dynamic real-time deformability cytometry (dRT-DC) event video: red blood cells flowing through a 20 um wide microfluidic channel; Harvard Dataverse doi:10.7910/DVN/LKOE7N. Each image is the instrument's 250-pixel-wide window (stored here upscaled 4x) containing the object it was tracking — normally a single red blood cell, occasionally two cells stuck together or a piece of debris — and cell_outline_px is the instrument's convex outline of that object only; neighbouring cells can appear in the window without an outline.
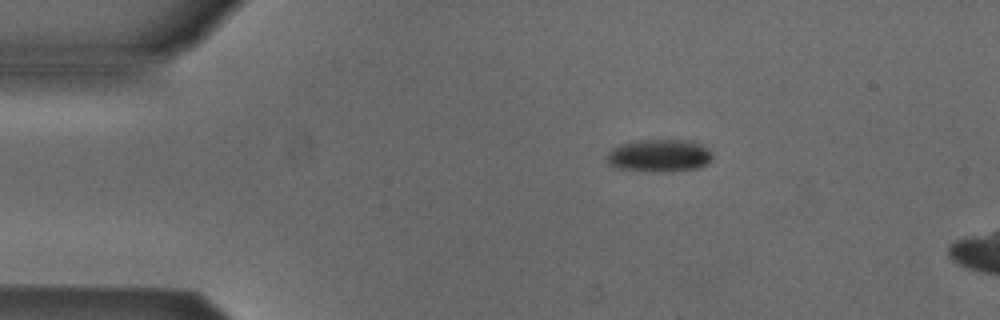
{"species": "Egyptian fruit bat (a non-hibernating species)", "species_latin": "Rousettus aegyptiacus", "temperature_condition": "cold", "stored_images_in_passage": 6, "camera_frame_rate_fps": 3000, "um_per_image_px": 0.085, "animal": {"sex": "male"}, "frame": {"image": 1, "passage_image": 2, "time_ms": 0.333, "image_size_px": [1000, 320], "cell_outline_px": [[712, 156], [704, 164], [696, 168], [672, 172], [652, 172], [616, 168], [608, 164], [608, 152], [612, 148], [624, 144], [644, 140], [688, 140], [700, 144], [708, 148], [712, 152]], "centroid_in_image_um": [56.04, 13.24], "position_along_channel_um": 29.0, "area_um2": 19.88}}
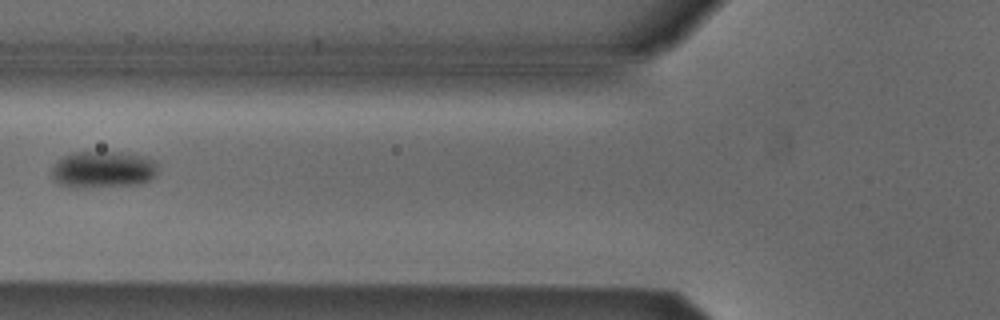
{"frame": {"image": 2, "passage_image": 5, "time_ms": 1.333, "image_size_px": [1000, 320], "cell_outline_px": [[160, 172], [148, 180], [140, 184], [72, 188], [60, 184], [52, 176], [52, 168], [64, 156], [72, 152], [120, 152], [144, 156], [156, 160]], "centroid_in_image_um": [8.82, 14.4], "position_along_channel_um": 117.0, "area_um2": 22.83}}
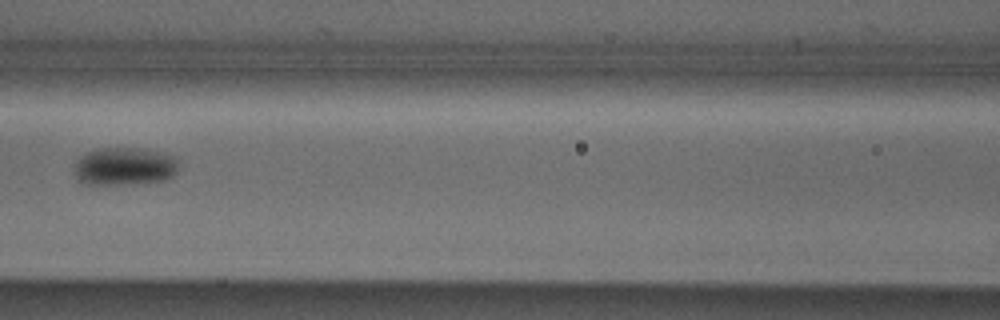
{"frame": {"image": 3, "passage_image": 6, "time_ms": 1.667, "image_size_px": [1000, 320], "cell_outline_px": [[180, 164], [176, 172], [168, 180], [148, 184], [84, 184], [76, 176], [72, 164], [80, 156], [96, 148], [140, 148], [160, 152], [172, 156]], "centroid_in_image_um": [10.59, 14.15], "position_along_channel_um": 156.0, "area_um2": 23.58}}